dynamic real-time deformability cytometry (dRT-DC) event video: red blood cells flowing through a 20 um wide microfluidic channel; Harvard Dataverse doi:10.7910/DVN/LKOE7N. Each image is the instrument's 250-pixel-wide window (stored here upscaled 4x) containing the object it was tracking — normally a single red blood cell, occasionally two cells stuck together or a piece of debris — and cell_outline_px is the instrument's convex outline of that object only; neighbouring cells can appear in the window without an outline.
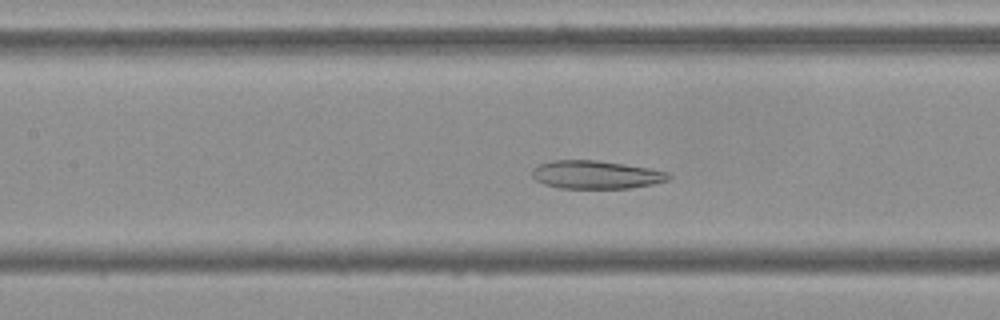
{"species": "Egyptian fruit bat (a non-hibernating species)", "species_latin": "Rousettus aegyptiacus", "temperature_condition": "cold", "stored_images_in_passage": 52, "camera_frame_rate_fps": 3000, "um_per_image_px": 0.085, "frame": {"image": 1, "passage_image": 22, "time_ms": 7.0, "image_size_px": [1000, 320], "cell_outline_px": [[672, 176], [668, 180], [652, 184], [628, 188], [560, 188], [544, 184], [536, 180], [532, 176], [532, 168], [540, 164], [552, 160], [596, 160], [624, 164], [648, 168], [668, 172]], "centroid_in_image_um": [50.64, 14.84], "position_along_channel_um": 156.8, "area_um2": 22.31}}
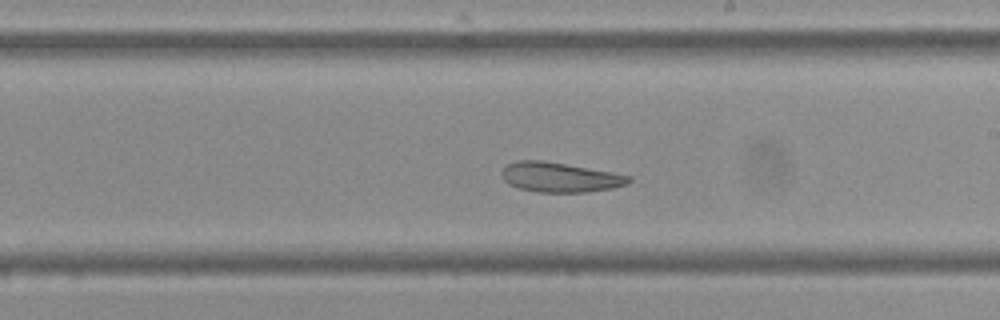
{"frame": {"image": 2, "passage_image": 29, "time_ms": 9.333, "image_size_px": [1000, 320], "cell_outline_px": [[632, 180], [628, 184], [612, 188], [584, 192], [536, 192], [520, 188], [508, 184], [504, 180], [500, 172], [508, 164], [516, 160], [540, 160], [612, 172], [632, 176]], "centroid_in_image_um": [47.59, 15.07], "position_along_channel_um": 241.4, "area_um2": 21.91}}
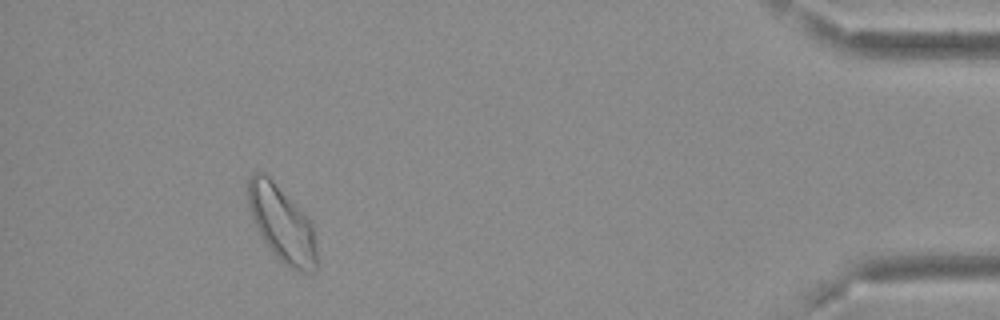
{"frame": {"image": 3, "passage_image": 48, "time_ms": 15.667, "image_size_px": [1000, 320], "cell_outline_px": [[316, 272], [300, 272], [292, 268], [280, 260], [276, 256], [264, 240], [252, 220], [248, 204], [244, 184], [248, 176], [252, 172], [264, 172], [272, 180], [312, 224], [316, 240]], "centroid_in_image_um": [23.9, 18.99], "position_along_channel_um": 411.3, "area_um2": 30.17}, "authors_computed_cell_mechanics": {"area_um2": 27.0504, "velocity_mm_per_s": 3.6416, "shape_relaxation_time_tau1_ms": null, "shape_relaxation_time_tau2_ms": 2.9331, "deformation_change_tau1": null, "deformation_change_tau2": 0.0969}}